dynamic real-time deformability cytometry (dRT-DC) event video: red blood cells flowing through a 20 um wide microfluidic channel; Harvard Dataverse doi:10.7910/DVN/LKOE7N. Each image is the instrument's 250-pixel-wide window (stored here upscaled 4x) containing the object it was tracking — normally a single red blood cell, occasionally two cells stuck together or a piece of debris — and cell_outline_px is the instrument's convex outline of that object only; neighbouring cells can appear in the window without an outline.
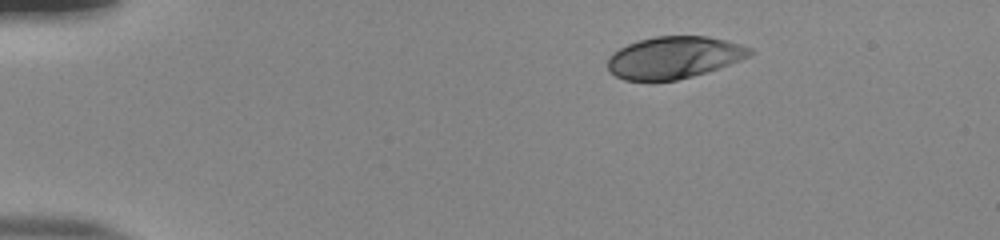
{"species": "human", "species_latin": "Homo sapiens", "temperature_condition": "room temperature", "stored_images_in_passage": 46, "camera_frame_rate_fps": 3000, "um_per_image_px": 0.085, "donor": {"sex": "male"}, "frame": {"image": 1, "passage_image": 1, "time_ms": 0.0, "image_size_px": [1000, 240], "cell_outline_px": [[752, 52], [748, 56], [740, 60], [708, 72], [676, 80], [624, 80], [608, 72], [608, 56], [612, 52], [628, 44], [640, 40], [656, 36], [708, 36], [740, 44], [752, 48]], "centroid_in_image_um": [57.26, 4.88], "position_along_channel_um": 27.7, "area_um2": 34.68}}
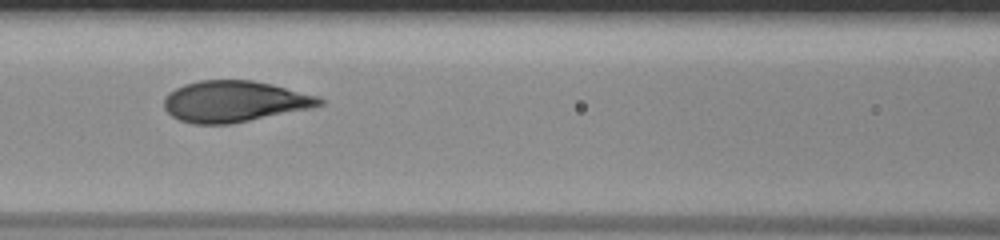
{"frame": {"image": 2, "passage_image": 17, "time_ms": 5.333, "image_size_px": [1000, 240], "cell_outline_px": [[324, 104], [312, 108], [228, 124], [192, 124], [180, 120], [172, 116], [164, 108], [164, 96], [168, 92], [184, 84], [200, 80], [252, 80], [272, 84], [320, 96], [324, 100]], "centroid_in_image_um": [19.93, 8.61], "position_along_channel_um": 146.7, "area_um2": 37.4}}
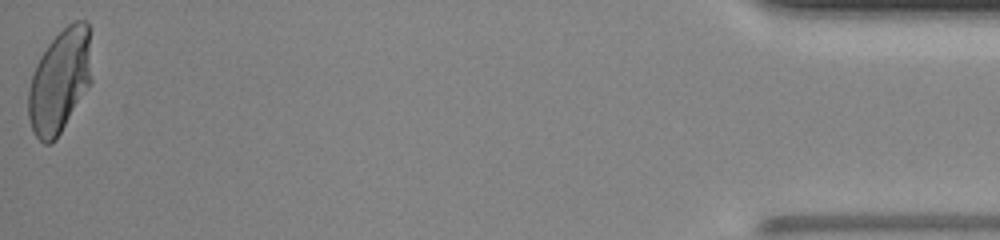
{"frame": {"image": 3, "passage_image": 46, "time_ms": 15.0, "image_size_px": [1000, 240], "cell_outline_px": [[92, 80], [56, 140], [52, 144], [44, 144], [32, 132], [28, 116], [28, 88], [36, 64], [40, 56], [48, 44], [68, 24], [76, 20], [84, 20], [88, 24]], "centroid_in_image_um": [5.06, 6.91], "position_along_channel_um": 430.1, "area_um2": 38.09}, "authors_computed_cell_mechanics": {"area_um2": 37.4544, "velocity_mm_per_s": 3.8093, "shape_relaxation_time_tau1_ms": 4.4385, "shape_relaxation_time_tau2_ms": null, "deformation_change_tau1": 0.1946, "deformation_change_tau2": null}}